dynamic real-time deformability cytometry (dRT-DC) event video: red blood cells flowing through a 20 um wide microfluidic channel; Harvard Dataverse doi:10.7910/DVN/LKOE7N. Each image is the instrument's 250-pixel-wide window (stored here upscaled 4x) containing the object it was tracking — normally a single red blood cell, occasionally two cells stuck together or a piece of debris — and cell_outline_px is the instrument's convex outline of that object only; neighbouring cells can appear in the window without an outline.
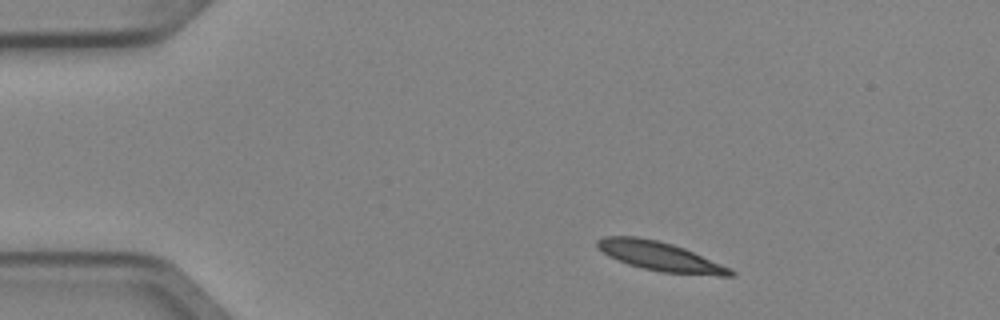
{"species": "Egyptian fruit bat (a non-hibernating species)", "species_latin": "Rousettus aegyptiacus", "temperature_condition": "cold", "stored_images_in_passage": 5, "camera_frame_rate_fps": 3000, "um_per_image_px": 0.085, "animal": {"sex": "female"}, "frame": {"image": 1, "passage_image": 1, "time_ms": 0.0, "image_size_px": [1000, 320], "cell_outline_px": [[736, 276], [720, 276], [660, 272], [628, 264], [608, 256], [596, 244], [596, 240], [604, 236], [636, 236], [656, 240], [672, 244], [684, 248], [732, 268], [736, 272]], "centroid_in_image_um": [56.16, 21.8], "position_along_channel_um": 28.8, "area_um2": 22.6}}
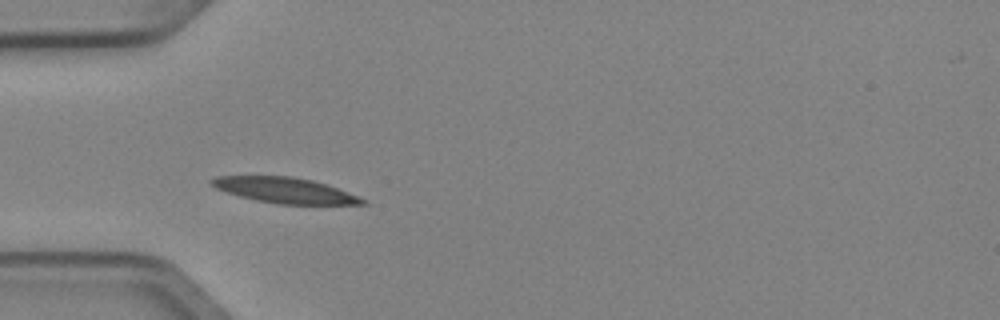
{"frame": {"image": 2, "passage_image": 3, "time_ms": 0.667, "image_size_px": [1000, 320], "cell_outline_px": [[368, 204], [276, 204], [256, 200], [240, 196], [216, 188], [208, 180], [216, 176], [288, 176], [312, 180], [360, 196], [368, 200]], "centroid_in_image_um": [24.24, 16.18], "position_along_channel_um": 60.8, "area_um2": 22.25}}
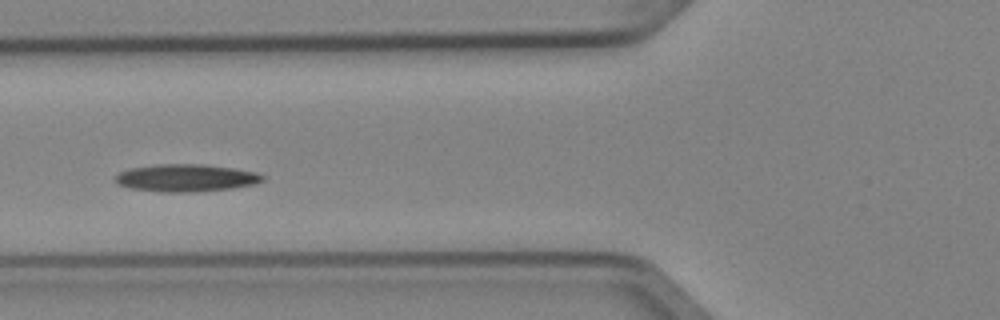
{"frame": {"image": 3, "passage_image": 4, "time_ms": 1.0, "image_size_px": [1000, 320], "cell_outline_px": [[268, 176], [264, 180], [256, 184], [232, 188], [196, 192], [160, 192], [132, 188], [120, 184], [116, 180], [116, 176], [120, 172], [132, 168], [156, 164], [204, 164], [232, 168], [256, 172]], "centroid_in_image_um": [15.89, 15.12], "position_along_channel_um": 109.9, "area_um2": 23.52}}